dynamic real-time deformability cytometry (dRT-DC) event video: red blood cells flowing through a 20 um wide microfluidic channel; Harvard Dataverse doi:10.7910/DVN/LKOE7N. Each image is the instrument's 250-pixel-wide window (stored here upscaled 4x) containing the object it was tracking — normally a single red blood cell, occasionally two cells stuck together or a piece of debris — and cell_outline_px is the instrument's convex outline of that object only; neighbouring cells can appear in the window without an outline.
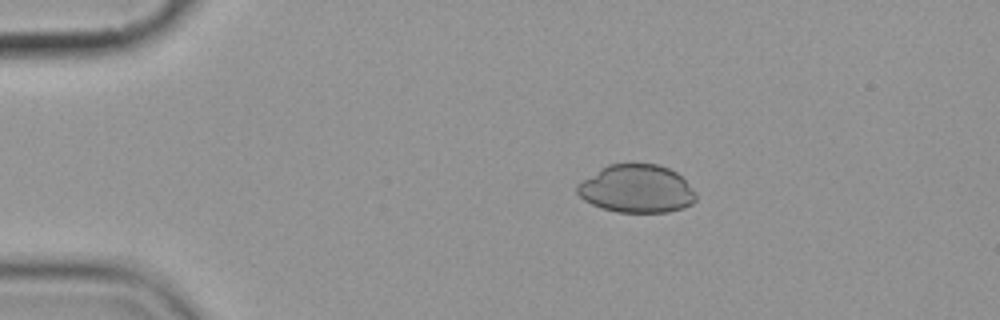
{"species": "common noctule bat (a hibernating species)", "species_latin": "Nyctalus noctula", "temperature_condition": "cold", "stored_images_in_passage": 6, "camera_frame_rate_fps": 3000, "um_per_image_px": 0.085, "animal": {"sex": "female", "body_mass_g": 19.9}, "frame": {"image": 1, "passage_image": 3, "time_ms": 3.0, "image_size_px": [1000, 320], "cell_outline_px": [[696, 200], [692, 204], [684, 208], [668, 212], [620, 212], [604, 208], [592, 204], [584, 200], [576, 192], [576, 184], [600, 168], [608, 164], [656, 164], [668, 168], [676, 172], [696, 192]], "centroid_in_image_um": [54.11, 16.05], "position_along_channel_um": 30.9, "area_um2": 33.18}}